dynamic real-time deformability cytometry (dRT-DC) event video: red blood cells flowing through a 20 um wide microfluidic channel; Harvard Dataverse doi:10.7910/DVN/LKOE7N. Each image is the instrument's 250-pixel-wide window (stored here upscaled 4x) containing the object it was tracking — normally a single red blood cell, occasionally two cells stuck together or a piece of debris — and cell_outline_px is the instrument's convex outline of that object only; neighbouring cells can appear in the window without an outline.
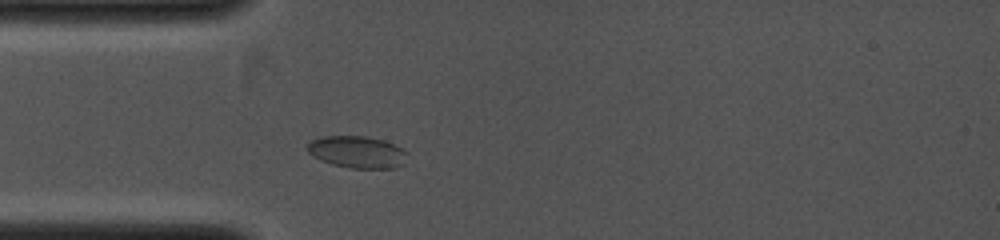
{"species": "common noctule bat (a hibernating species)", "species_latin": "Nyctalus noctula", "temperature_condition": "cold", "stored_images_in_passage": 6, "camera_frame_rate_fps": 4000, "um_per_image_px": 0.085, "animal": {"sex": "female", "body_mass_g": 19.0, "forearm_length_mm": 53.3}, "frame": {"image": 1, "passage_image": 4, "time_ms": 1.25, "image_size_px": [1000, 240], "cell_outline_px": [[408, 152], [404, 164], [396, 168], [352, 168], [332, 164], [320, 160], [312, 156], [308, 152], [308, 144], [312, 140], [320, 136], [368, 136], [384, 140], [404, 148]], "centroid_in_image_um": [30.4, 12.91], "position_along_channel_um": 54.6, "area_um2": 18.84}}
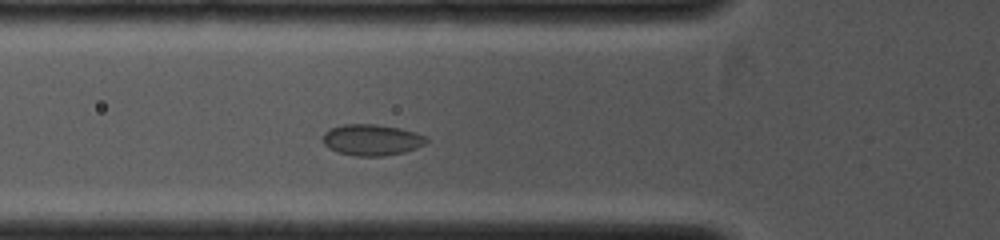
{"frame": {"image": 2, "passage_image": 6, "time_ms": 2.0, "image_size_px": [1000, 240], "cell_outline_px": [[428, 140], [424, 144], [416, 148], [404, 152], [380, 156], [356, 156], [340, 152], [328, 148], [324, 144], [324, 132], [332, 128], [344, 124], [376, 124], [400, 128], [416, 132], [424, 136]], "centroid_in_image_um": [31.61, 11.88], "position_along_channel_um": 94.2, "area_um2": 18.61}}